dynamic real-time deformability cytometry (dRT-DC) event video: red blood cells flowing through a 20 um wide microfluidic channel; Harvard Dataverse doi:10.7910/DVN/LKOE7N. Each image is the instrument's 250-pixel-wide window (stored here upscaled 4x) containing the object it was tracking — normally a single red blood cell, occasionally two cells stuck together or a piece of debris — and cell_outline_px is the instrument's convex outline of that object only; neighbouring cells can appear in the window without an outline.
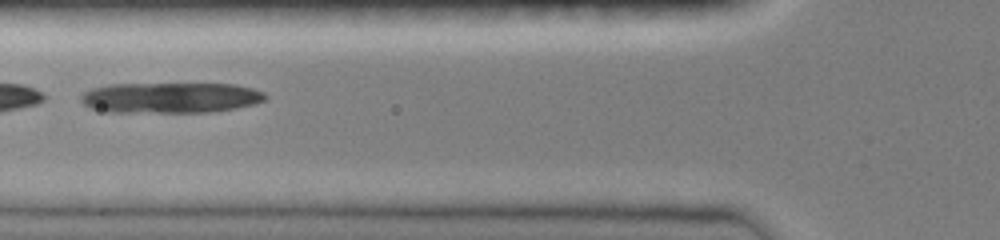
{"species": "common noctule bat (a hibernating species)", "species_latin": "Nyctalus noctula", "temperature_condition": "room temperature", "stored_images_in_passage": 9, "camera_frame_rate_fps": 3000, "um_per_image_px": 0.085, "animal": {"sex": "female", "body_mass_g": 19.0, "forearm_length_mm": 51.5}, "frame": {"image": 1, "passage_image": 4, "time_ms": 1.0, "image_size_px": [1000, 240], "cell_outline_px": [[268, 96], [264, 100], [256, 104], [236, 108], [208, 112], [108, 112], [88, 108], [80, 100], [80, 96], [84, 92], [92, 88], [108, 84], [236, 84], [252, 88], [264, 92]], "centroid_in_image_um": [14.48, 8.3], "position_along_channel_um": 111.3, "area_um2": 33.12}}